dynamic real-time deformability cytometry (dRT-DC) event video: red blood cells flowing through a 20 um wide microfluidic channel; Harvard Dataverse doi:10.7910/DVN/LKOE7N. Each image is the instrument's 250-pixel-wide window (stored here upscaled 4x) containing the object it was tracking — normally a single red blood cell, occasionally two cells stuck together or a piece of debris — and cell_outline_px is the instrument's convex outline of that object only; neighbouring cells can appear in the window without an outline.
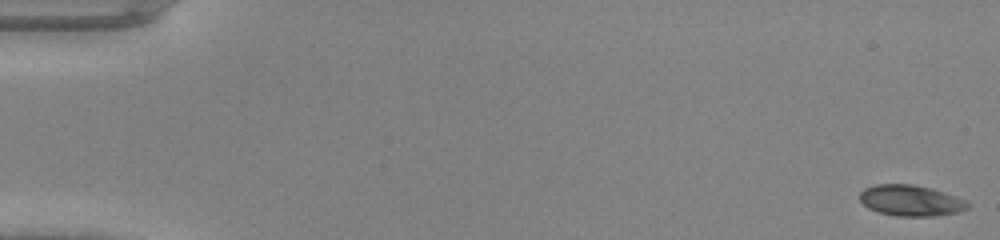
{"species": "common noctule bat (a hibernating species)", "species_latin": "Nyctalus noctula", "temperature_condition": "warm", "stored_images_in_passage": 48, "camera_frame_rate_fps": 3000, "um_per_image_px": 0.085, "animal": {"sex": "male", "body_mass_g": 20.0, "forearm_length_mm": 53.3}, "frame": {"image": 1, "passage_image": 1, "time_ms": 0.0, "image_size_px": [1000, 240], "cell_outline_px": [[968, 208], [956, 212], [936, 216], [896, 216], [880, 212], [868, 208], [860, 200], [860, 192], [864, 188], [876, 184], [912, 184], [932, 188], [964, 200], [968, 204]], "centroid_in_image_um": [77.37, 17.04], "position_along_channel_um": 7.6, "area_um2": 19.25}}
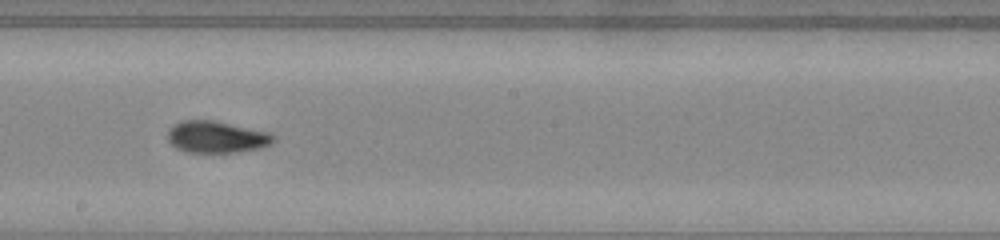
{"frame": {"image": 2, "passage_image": 28, "time_ms": 9.0, "image_size_px": [1000, 240], "cell_outline_px": [[276, 140], [272, 144], [260, 148], [236, 152], [184, 152], [176, 148], [168, 140], [168, 128], [184, 120], [216, 120], [272, 132], [276, 136]], "centroid_in_image_um": [18.47, 11.63], "position_along_channel_um": 229.7, "area_um2": 19.94}}
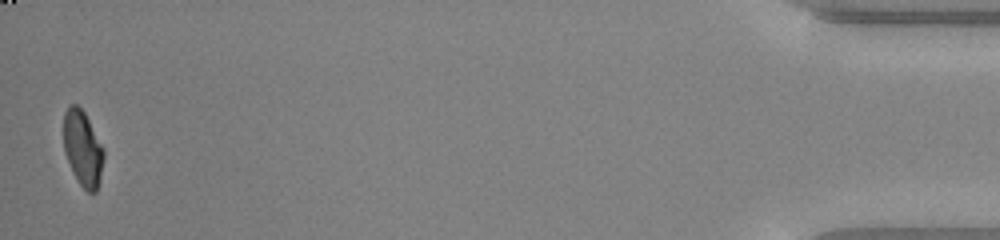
{"frame": {"image": 3, "passage_image": 48, "time_ms": 15.667, "image_size_px": [1000, 240], "cell_outline_px": [[104, 156], [100, 180], [96, 192], [88, 192], [80, 184], [64, 152], [64, 112], [72, 104], [76, 104], [84, 112], [104, 148]], "centroid_in_image_um": [7.05, 12.61], "position_along_channel_um": 428.1, "area_um2": 17.34}}